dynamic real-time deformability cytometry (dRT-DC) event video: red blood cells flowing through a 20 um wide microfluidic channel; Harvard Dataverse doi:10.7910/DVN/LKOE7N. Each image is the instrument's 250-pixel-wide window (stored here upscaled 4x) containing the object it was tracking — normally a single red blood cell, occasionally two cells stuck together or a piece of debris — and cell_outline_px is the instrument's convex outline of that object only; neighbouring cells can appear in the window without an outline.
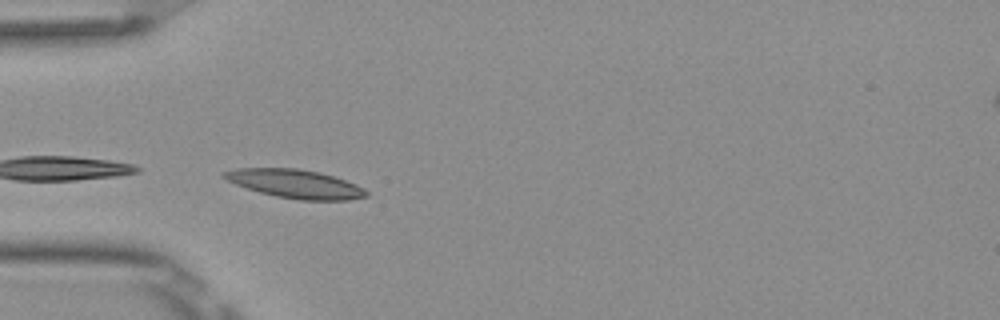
{"species": "Egyptian fruit bat (a non-hibernating species)", "species_latin": "Rousettus aegyptiacus", "temperature_condition": "room temperature", "stored_images_in_passage": 37, "camera_frame_rate_fps": 3000, "um_per_image_px": 0.085, "frame": {"image": 1, "passage_image": 1, "time_ms": 0.0, "image_size_px": [1000, 320], "cell_outline_px": [[368, 196], [348, 200], [300, 200], [276, 196], [260, 192], [236, 184], [220, 176], [220, 172], [236, 168], [300, 168], [320, 172], [356, 184], [364, 188], [368, 192]], "centroid_in_image_um": [25.09, 15.61], "position_along_channel_um": 59.9, "area_um2": 23.7}}
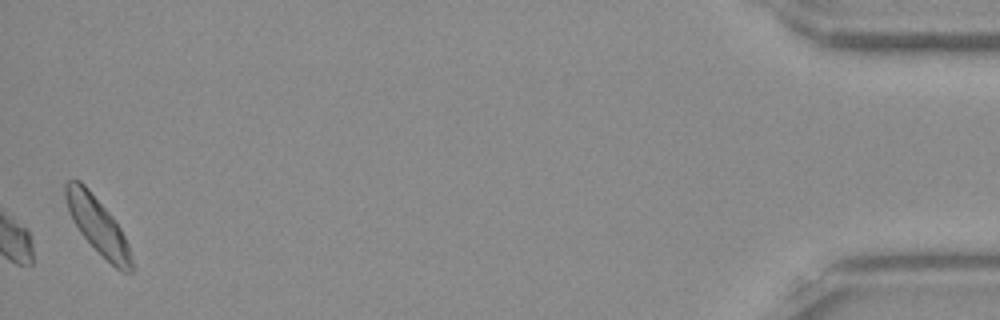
{"frame": {"image": 2, "passage_image": 37, "time_ms": 12.0, "image_size_px": [1000, 320], "cell_outline_px": [[132, 272], [120, 272], [80, 232], [72, 220], [68, 212], [64, 196], [64, 184], [68, 180], [80, 180], [88, 188], [112, 216], [120, 228], [128, 244], [132, 260]], "centroid_in_image_um": [8.27, 19.12], "position_along_channel_um": 426.9, "area_um2": 21.33}, "authors_computed_cell_mechanics": {"area_um2": 19.652, "velocity_mm_per_s": 3.8338, "shape_relaxation_time_tau1_ms": null, "shape_relaxation_time_tau2_ms": 7.2921, "deformation_change_tau1": null, "deformation_change_tau2": 0.1239}}